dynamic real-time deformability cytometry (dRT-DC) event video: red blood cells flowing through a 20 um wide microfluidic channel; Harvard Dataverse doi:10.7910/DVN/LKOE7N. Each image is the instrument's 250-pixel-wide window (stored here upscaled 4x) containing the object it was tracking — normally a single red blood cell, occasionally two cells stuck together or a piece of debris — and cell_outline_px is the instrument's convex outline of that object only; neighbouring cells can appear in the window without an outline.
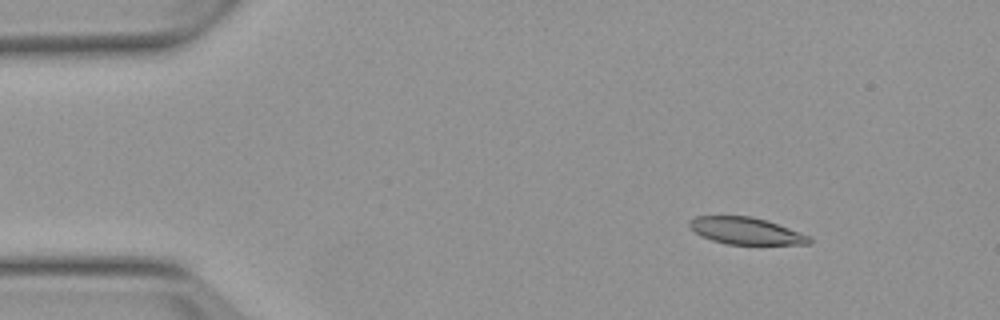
{"species": "Egyptian fruit bat (a non-hibernating species)", "species_latin": "Rousettus aegyptiacus", "temperature_condition": "warm", "stored_images_in_passage": 6, "camera_frame_rate_fps": 3000, "um_per_image_px": 0.085, "animal": {"sex": "female"}, "frame": {"image": 1, "passage_image": 1, "time_ms": 0.0, "image_size_px": [1000, 320], "cell_outline_px": [[812, 244], [728, 244], [712, 240], [696, 232], [688, 224], [688, 220], [696, 216], [752, 216], [768, 220], [808, 236], [812, 240]], "centroid_in_image_um": [63.4, 19.61], "position_along_channel_um": 21.6, "area_um2": 18.55}}
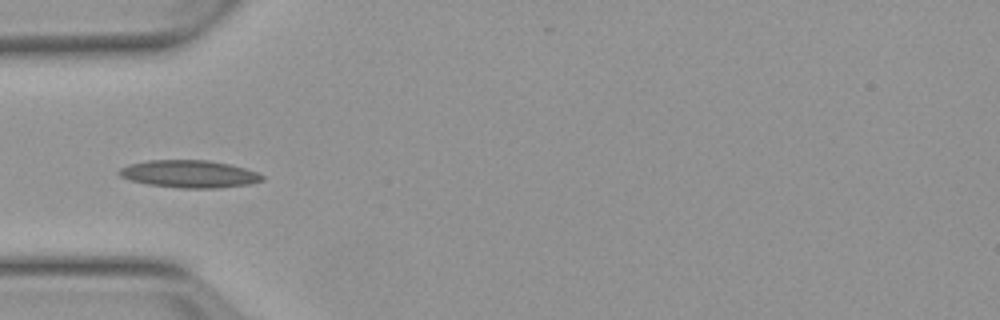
{"frame": {"image": 2, "passage_image": 3, "time_ms": 3.333, "image_size_px": [1000, 320], "cell_outline_px": [[264, 180], [248, 184], [220, 188], [180, 188], [148, 184], [132, 180], [120, 176], [116, 172], [120, 168], [128, 164], [148, 160], [208, 160], [228, 164], [244, 168], [256, 172], [264, 176]], "centroid_in_image_um": [16.07, 14.78], "position_along_channel_um": 68.9, "area_um2": 22.83}}
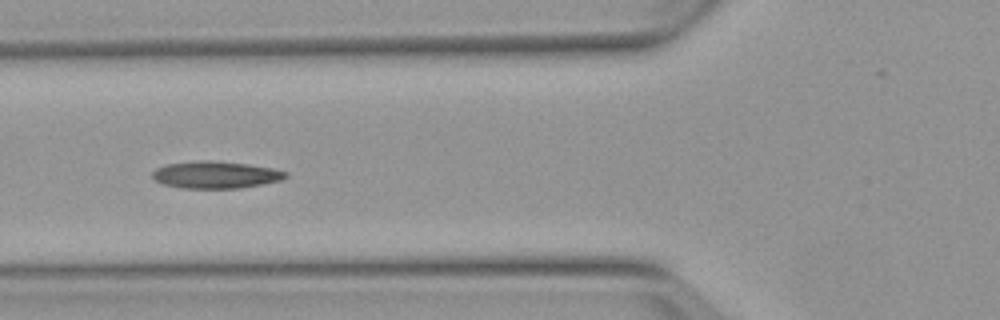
{"frame": {"image": 3, "passage_image": 4, "time_ms": 4.333, "image_size_px": [1000, 320], "cell_outline_px": [[288, 176], [280, 180], [240, 188], [180, 188], [164, 184], [156, 180], [152, 176], [152, 172], [156, 168], [164, 164], [196, 160], [212, 160], [248, 164], [272, 168], [288, 172]], "centroid_in_image_um": [18.3, 14.84], "position_along_channel_um": 107.5, "area_um2": 21.1}}